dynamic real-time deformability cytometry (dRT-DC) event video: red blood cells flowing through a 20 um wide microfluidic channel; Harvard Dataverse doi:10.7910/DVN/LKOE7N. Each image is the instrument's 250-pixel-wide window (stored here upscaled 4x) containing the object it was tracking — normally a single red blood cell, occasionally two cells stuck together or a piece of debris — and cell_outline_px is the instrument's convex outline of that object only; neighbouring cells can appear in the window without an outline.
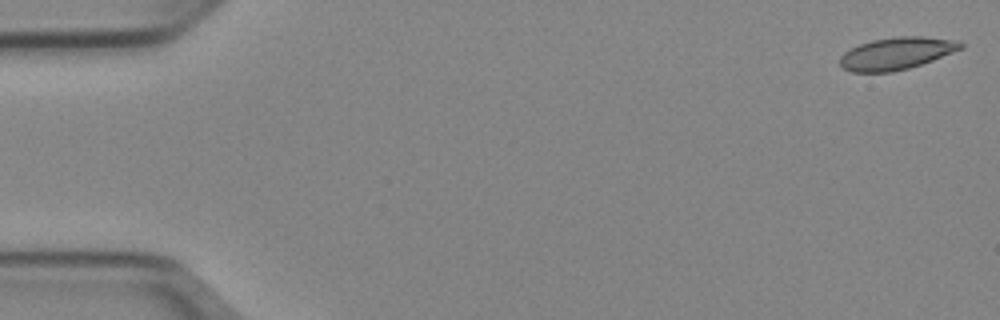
{"species": "Egyptian fruit bat (a non-hibernating species)", "species_latin": "Rousettus aegyptiacus", "temperature_condition": "cold", "stored_images_in_passage": 15, "camera_frame_rate_fps": 3000, "um_per_image_px": 0.085, "animal": {"sex": "female"}, "frame": {"image": 1, "passage_image": 1, "time_ms": 0.0, "image_size_px": [1000, 320], "cell_outline_px": [[964, 48], [932, 60], [908, 68], [892, 72], [852, 72], [840, 68], [840, 56], [844, 52], [860, 44], [872, 40], [900, 36], [924, 36], [960, 40], [964, 44]], "centroid_in_image_um": [76.22, 4.53], "position_along_channel_um": 8.8, "area_um2": 22.77}}
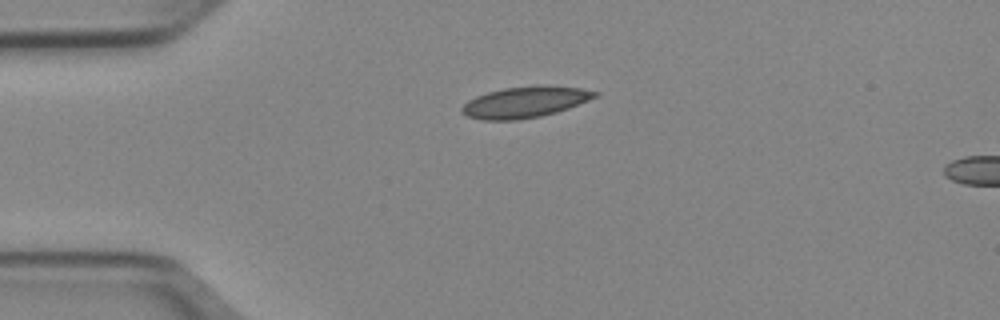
{"frame": {"image": 2, "passage_image": 12, "time_ms": 3.667, "image_size_px": [1000, 320], "cell_outline_px": [[600, 96], [568, 108], [556, 112], [540, 116], [516, 120], [480, 120], [468, 116], [460, 112], [460, 108], [468, 100], [476, 96], [488, 92], [504, 88], [536, 84], [548, 84], [580, 88], [600, 92]], "centroid_in_image_um": [44.65, 8.66], "position_along_channel_um": 40.3, "area_um2": 24.51}}